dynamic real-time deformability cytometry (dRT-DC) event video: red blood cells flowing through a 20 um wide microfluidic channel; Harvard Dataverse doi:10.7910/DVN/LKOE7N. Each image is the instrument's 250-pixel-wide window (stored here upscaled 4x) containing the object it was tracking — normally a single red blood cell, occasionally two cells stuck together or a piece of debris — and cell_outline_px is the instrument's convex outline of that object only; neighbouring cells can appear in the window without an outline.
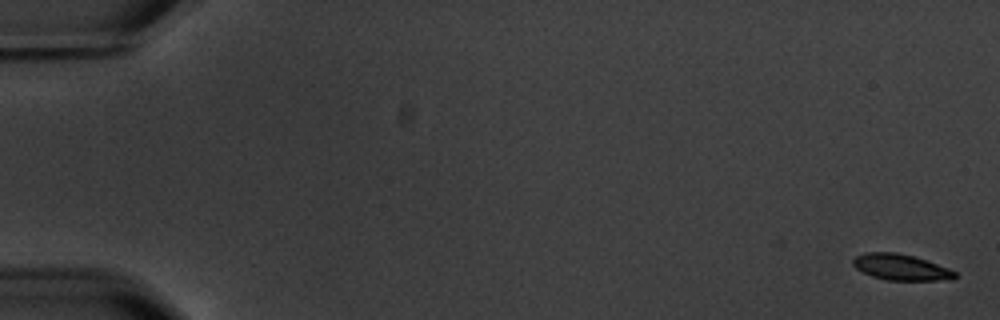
{"species": "common noctule bat (a hibernating species)", "species_latin": "Nyctalus noctula", "temperature_condition": "warm", "stored_images_in_passage": 8, "camera_frame_rate_fps": 3000, "um_per_image_px": 0.085, "animal": {"sex": "male", "body_mass_g": 20.1, "forearm_length_mm": 53.5}, "frame": {"image": 1, "passage_image": 1, "time_ms": 0.0, "image_size_px": [1000, 320], "cell_outline_px": [[956, 276], [952, 280], [888, 280], [872, 276], [856, 268], [852, 264], [852, 260], [856, 256], [864, 252], [896, 252], [912, 256], [948, 268], [956, 272]], "centroid_in_image_um": [76.55, 22.71], "position_along_channel_um": 8.4, "area_um2": 15.26}}
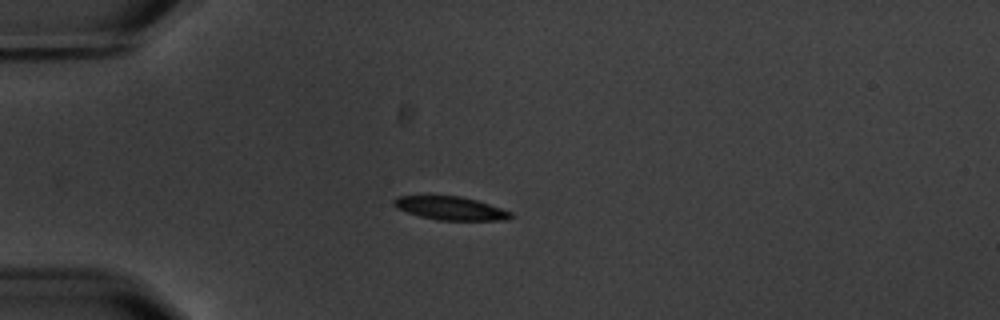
{"frame": {"image": 2, "passage_image": 5, "time_ms": 5.0, "image_size_px": [1000, 320], "cell_outline_px": [[512, 216], [508, 220], [436, 220], [420, 216], [396, 208], [392, 204], [392, 200], [400, 196], [460, 196], [476, 200], [512, 212]], "centroid_in_image_um": [38.28, 17.7], "position_along_channel_um": 46.7, "area_um2": 15.78}}
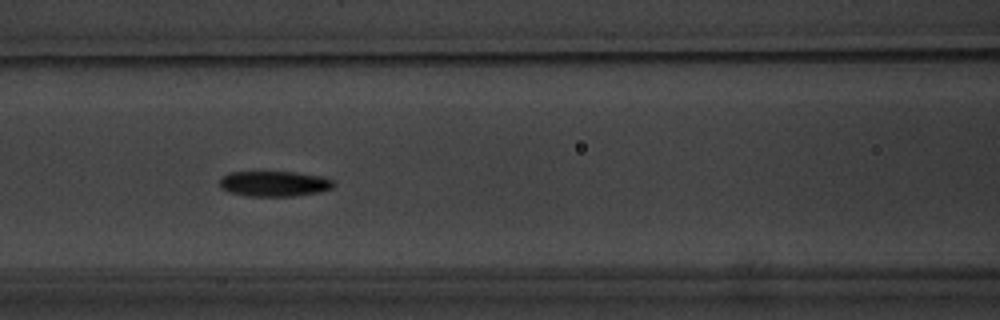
{"frame": {"image": 3, "passage_image": 8, "time_ms": 8.333, "image_size_px": [1000, 320], "cell_outline_px": [[336, 184], [332, 188], [320, 192], [292, 196], [244, 196], [228, 192], [220, 188], [220, 180], [228, 172], [296, 172], [324, 176], [332, 180]], "centroid_in_image_um": [23.32, 15.62], "position_along_channel_um": 143.3, "area_um2": 17.05}}